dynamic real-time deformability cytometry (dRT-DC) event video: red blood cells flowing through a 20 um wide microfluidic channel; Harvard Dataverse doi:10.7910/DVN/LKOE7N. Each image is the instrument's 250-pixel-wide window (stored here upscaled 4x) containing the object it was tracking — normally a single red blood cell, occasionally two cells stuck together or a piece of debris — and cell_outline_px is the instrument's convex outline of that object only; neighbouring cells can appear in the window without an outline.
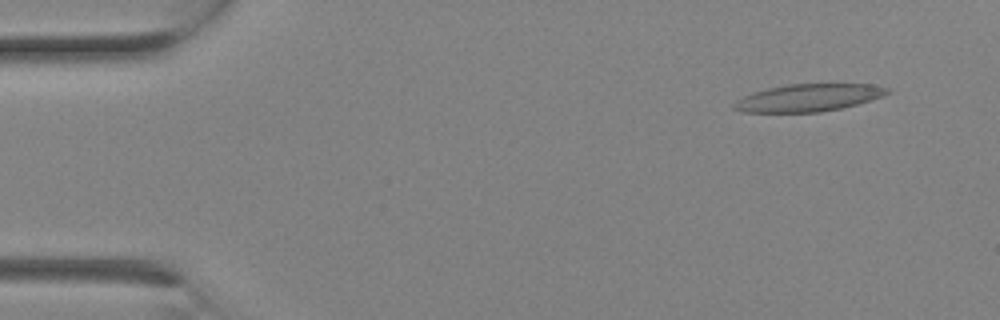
{"species": "Egyptian fruit bat (a non-hibernating species)", "species_latin": "Rousettus aegyptiacus", "temperature_condition": "room temperature", "stored_images_in_passage": 3, "camera_frame_rate_fps": 3000, "um_per_image_px": 0.085, "animal": {"sex": "female"}, "frame": {"image": 1, "passage_image": 1, "time_ms": 0.0, "image_size_px": [1000, 320], "cell_outline_px": [[892, 92], [856, 104], [840, 108], [820, 112], [744, 112], [732, 108], [732, 104], [736, 100], [752, 92], [768, 88], [788, 84], [872, 84], [888, 88]], "centroid_in_image_um": [68.67, 8.3], "position_along_channel_um": 16.3, "area_um2": 24.28}}